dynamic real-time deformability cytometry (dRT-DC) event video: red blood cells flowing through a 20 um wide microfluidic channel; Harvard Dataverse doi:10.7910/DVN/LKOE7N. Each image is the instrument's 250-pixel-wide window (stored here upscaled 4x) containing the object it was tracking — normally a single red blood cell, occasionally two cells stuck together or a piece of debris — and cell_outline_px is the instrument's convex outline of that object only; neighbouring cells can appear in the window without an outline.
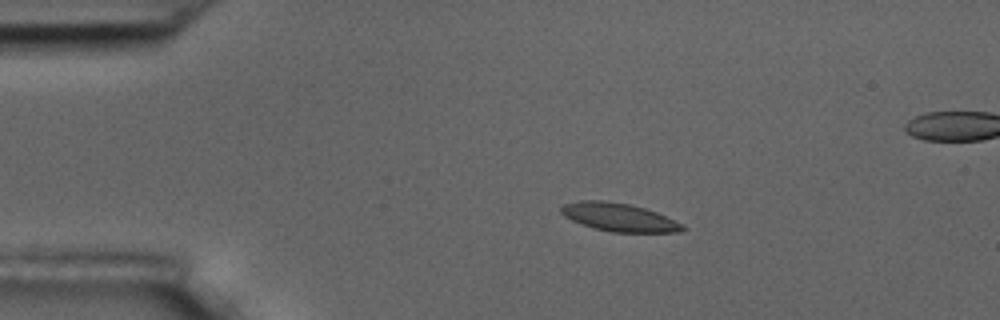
{"species": "common noctule bat (a hibernating species)", "species_latin": "Nyctalus noctula", "temperature_condition": "room temperature", "stored_images_in_passage": 47, "camera_frame_rate_fps": 3000, "um_per_image_px": 0.085, "animal": {"sex": "male", "body_mass_g": 17.5, "forearm_length_mm": 52.3}, "frame": {"image": 1, "passage_image": 1, "time_ms": 0.0, "image_size_px": [1000, 320], "cell_outline_px": [[688, 228], [680, 232], [612, 232], [596, 228], [572, 220], [564, 216], [560, 212], [560, 208], [564, 204], [580, 200], [604, 200], [628, 204], [644, 208], [656, 212], [684, 224]], "centroid_in_image_um": [52.64, 18.46], "position_along_channel_um": 32.4, "area_um2": 19.83}}
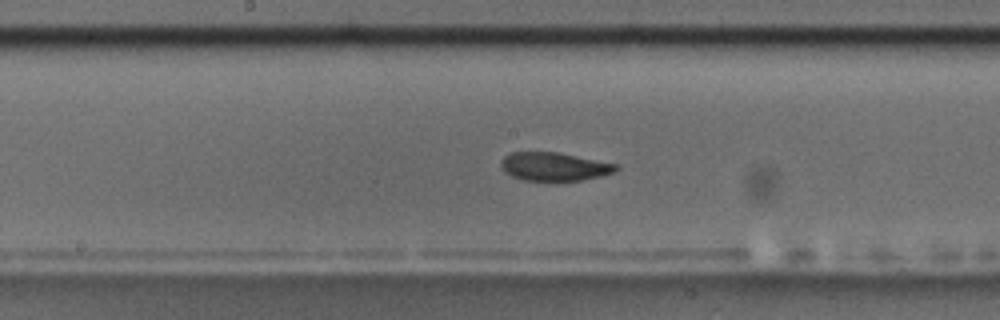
{"frame": {"image": 2, "passage_image": 19, "time_ms": 6.0, "image_size_px": [1000, 320], "cell_outline_px": [[620, 168], [616, 172], [600, 176], [580, 180], [556, 184], [524, 180], [512, 176], [504, 172], [500, 164], [500, 160], [504, 156], [512, 152], [556, 152], [616, 164]], "centroid_in_image_um": [47.08, 14.21], "position_along_channel_um": 201.1, "area_um2": 19.65}}
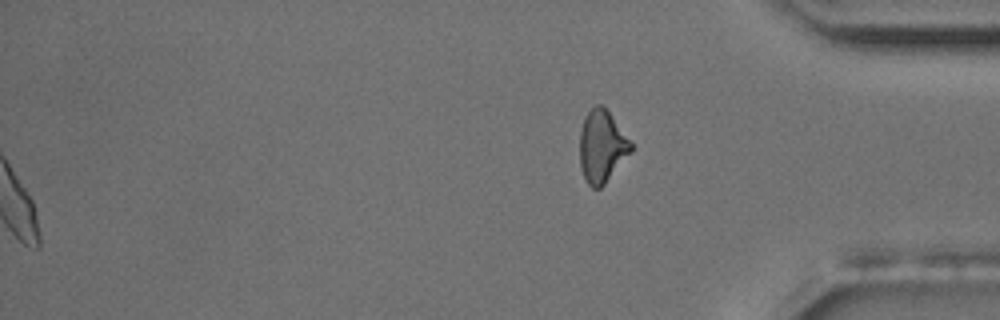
{"frame": {"image": 3, "passage_image": 47, "time_ms": 15.333, "image_size_px": [1000, 320], "cell_outline_px": [[632, 152], [604, 184], [600, 188], [592, 188], [588, 184], [584, 176], [580, 164], [580, 132], [584, 120], [588, 112], [596, 104], [600, 104], [608, 112], [632, 144]], "centroid_in_image_um": [51.15, 12.48], "position_along_channel_um": 384.0, "area_um2": 21.04}, "authors_computed_cell_mechanics": {"area_um2": 19.9988, "velocity_mm_per_s": 3.6018, "shape_relaxation_time_tau1_ms": 4.6505, "shape_relaxation_time_tau2_ms": 1.1843, "deformation_change_tau1": 0.1436, "deformation_change_tau2": 0.0601}}